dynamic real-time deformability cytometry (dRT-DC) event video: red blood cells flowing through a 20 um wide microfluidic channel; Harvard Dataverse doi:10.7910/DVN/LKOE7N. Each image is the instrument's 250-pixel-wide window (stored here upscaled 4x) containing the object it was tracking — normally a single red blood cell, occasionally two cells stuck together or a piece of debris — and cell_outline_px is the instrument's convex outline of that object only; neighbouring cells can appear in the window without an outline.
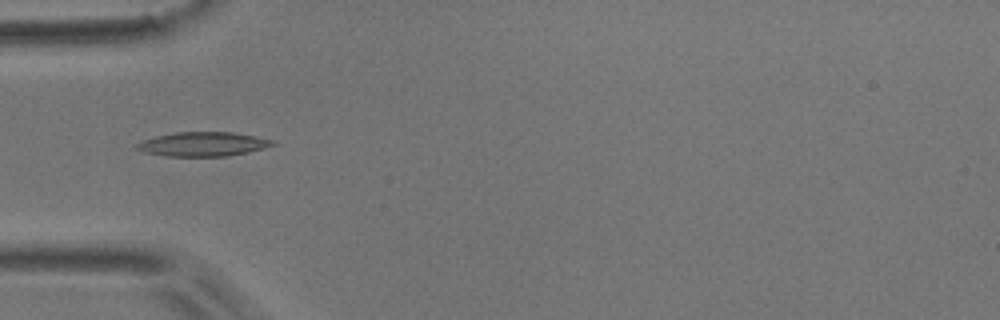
{"species": "common noctule bat (a hibernating species)", "species_latin": "Nyctalus noctula", "temperature_condition": "room temperature", "stored_images_in_passage": 7, "camera_frame_rate_fps": 3000, "um_per_image_px": 0.085, "animal": {"sex": "male", "body_mass_g": 17.9}, "frame": {"image": 1, "passage_image": 5, "time_ms": 1.333, "image_size_px": [1000, 320], "cell_outline_px": [[276, 144], [264, 148], [248, 152], [228, 156], [164, 156], [144, 152], [136, 148], [136, 144], [144, 140], [156, 136], [176, 132], [232, 132], [256, 136], [276, 140]], "centroid_in_image_um": [17.29, 12.25], "position_along_channel_um": 67.7, "area_um2": 19.19}}
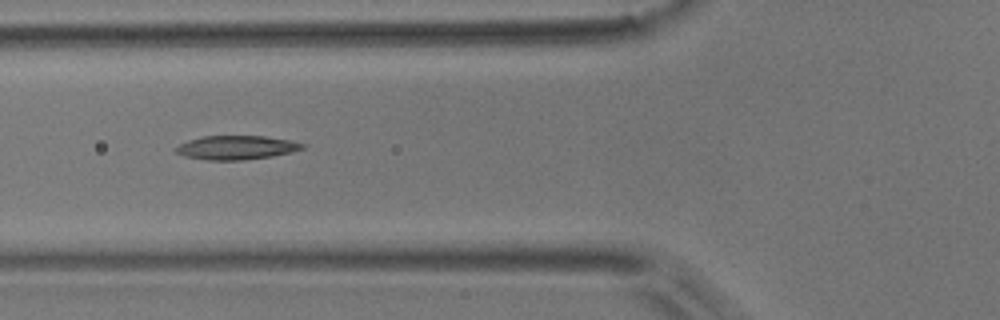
{"frame": {"image": 2, "passage_image": 6, "time_ms": 1.667, "image_size_px": [1000, 320], "cell_outline_px": [[308, 144], [304, 148], [292, 152], [272, 156], [244, 160], [208, 160], [184, 156], [176, 152], [176, 148], [180, 144], [188, 140], [204, 136], [264, 136], [288, 140]], "centroid_in_image_um": [20.12, 12.54], "position_along_channel_um": 105.7, "area_um2": 17.57}}
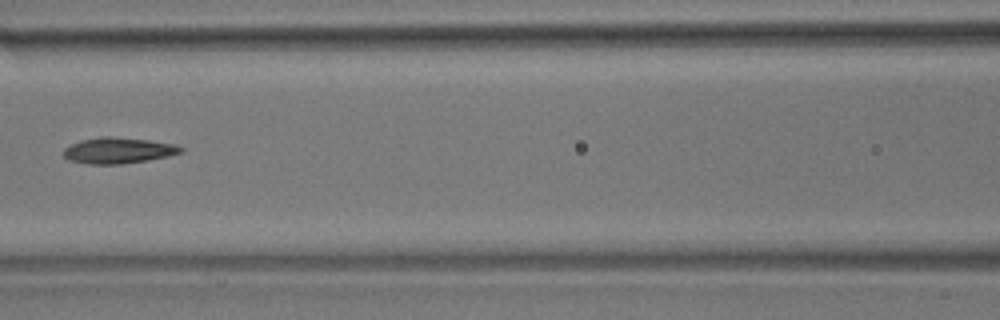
{"frame": {"image": 3, "passage_image": 7, "time_ms": 2.0, "image_size_px": [1000, 320], "cell_outline_px": [[184, 148], [180, 152], [168, 156], [148, 160], [120, 164], [88, 164], [68, 160], [64, 156], [64, 148], [80, 140], [100, 136], [108, 136], [148, 140], [172, 144]], "centroid_in_image_um": [10.0, 12.79], "position_along_channel_um": 156.6, "area_um2": 17.57}}